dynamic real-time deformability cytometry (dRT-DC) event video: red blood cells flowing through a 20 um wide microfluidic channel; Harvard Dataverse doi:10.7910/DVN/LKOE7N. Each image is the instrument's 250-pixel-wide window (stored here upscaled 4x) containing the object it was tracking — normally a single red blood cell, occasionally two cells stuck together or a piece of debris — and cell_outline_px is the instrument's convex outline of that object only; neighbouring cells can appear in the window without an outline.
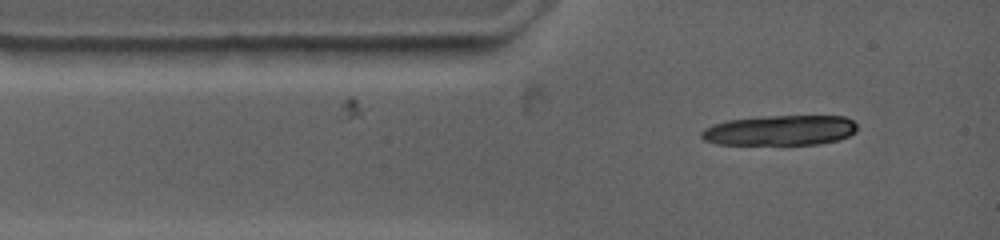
{"species": "common noctule bat (a hibernating species)", "species_latin": "Nyctalus noctula", "temperature_condition": "warm", "stored_images_in_passage": 29, "camera_frame_rate_fps": 4500, "um_per_image_px": 0.085, "animal": {"sex": "female", "body_mass_g": 19.0, "forearm_length_mm": 53.3}, "frame": {"image": 1, "passage_image": 1, "time_ms": 0.0, "image_size_px": [1000, 240], "cell_outline_px": [[856, 132], [848, 136], [836, 140], [820, 144], [716, 144], [704, 140], [700, 136], [700, 132], [704, 128], [712, 124], [728, 120], [760, 116], [844, 116], [852, 120], [856, 124]], "centroid_in_image_um": [66.27, 11.07], "position_along_channel_um": 18.7, "area_um2": 27.46}}